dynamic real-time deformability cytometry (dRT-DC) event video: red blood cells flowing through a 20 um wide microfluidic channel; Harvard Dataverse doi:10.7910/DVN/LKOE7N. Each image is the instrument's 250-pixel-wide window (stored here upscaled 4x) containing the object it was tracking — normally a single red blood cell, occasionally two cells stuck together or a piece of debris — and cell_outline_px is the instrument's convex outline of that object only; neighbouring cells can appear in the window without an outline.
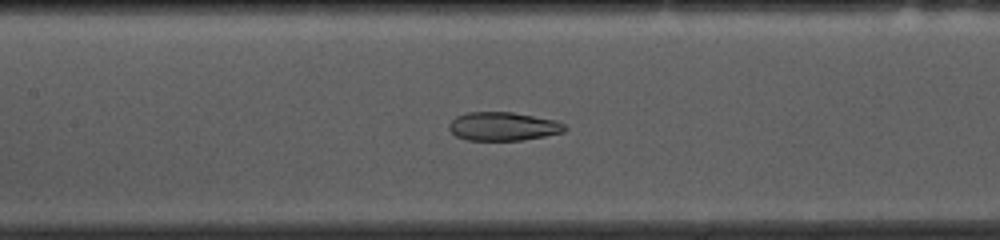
{"species": "common noctule bat (a hibernating species)", "species_latin": "Nyctalus noctula", "temperature_condition": "cold", "stored_images_in_passage": 53, "camera_frame_rate_fps": 3000, "um_per_image_px": 0.085, "animal": {"sex": "female", "body_mass_g": 10.0, "forearm_length_mm": 53.1}, "frame": {"image": 1, "passage_image": 23, "time_ms": 7.333, "image_size_px": [1000, 240], "cell_outline_px": [[568, 128], [564, 132], [544, 136], [520, 140], [468, 140], [456, 136], [448, 128], [448, 124], [456, 116], [468, 112], [512, 112], [556, 120], [564, 124]], "centroid_in_image_um": [42.76, 10.74], "position_along_channel_um": 164.6, "area_um2": 19.25}}
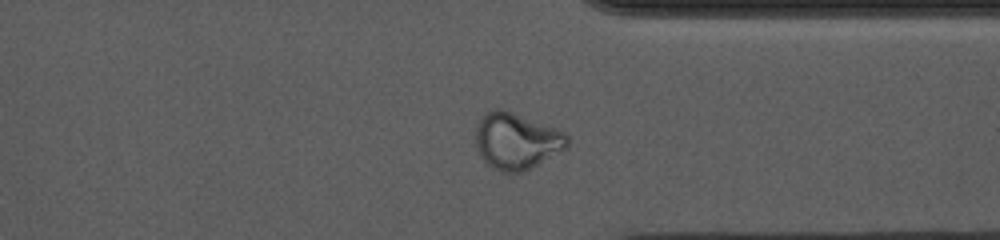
{"frame": {"image": 2, "passage_image": 40, "time_ms": 13.0, "image_size_px": [1000, 240], "cell_outline_px": [[568, 144], [564, 148], [536, 164], [520, 172], [504, 172], [492, 168], [484, 160], [476, 144], [476, 132], [480, 120], [484, 112], [496, 108], [500, 108], [512, 112], [556, 128], [564, 132], [568, 136]], "centroid_in_image_um": [43.88, 11.96], "position_along_channel_um": 367.5, "area_um2": 29.36}}
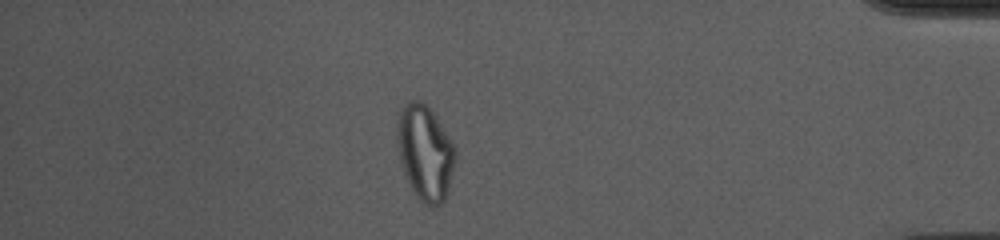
{"frame": {"image": 3, "passage_image": 46, "time_ms": 15.0, "image_size_px": [1000, 240], "cell_outline_px": [[456, 160], [448, 192], [444, 200], [440, 204], [432, 208], [420, 200], [412, 188], [404, 172], [400, 160], [396, 140], [396, 128], [400, 108], [404, 104], [412, 100], [420, 100], [432, 112], [452, 144], [456, 152]], "centroid_in_image_um": [36.11, 12.99], "position_along_channel_um": 399.1, "area_um2": 31.91}, "authors_computed_cell_mechanics": {"area_um2": 23.8714, "velocity_mm_per_s": 3.6281, "shape_relaxation_time_tau1_ms": null, "shape_relaxation_time_tau2_ms": 1.5349, "deformation_change_tau1": null, "deformation_change_tau2": 0.0704}}